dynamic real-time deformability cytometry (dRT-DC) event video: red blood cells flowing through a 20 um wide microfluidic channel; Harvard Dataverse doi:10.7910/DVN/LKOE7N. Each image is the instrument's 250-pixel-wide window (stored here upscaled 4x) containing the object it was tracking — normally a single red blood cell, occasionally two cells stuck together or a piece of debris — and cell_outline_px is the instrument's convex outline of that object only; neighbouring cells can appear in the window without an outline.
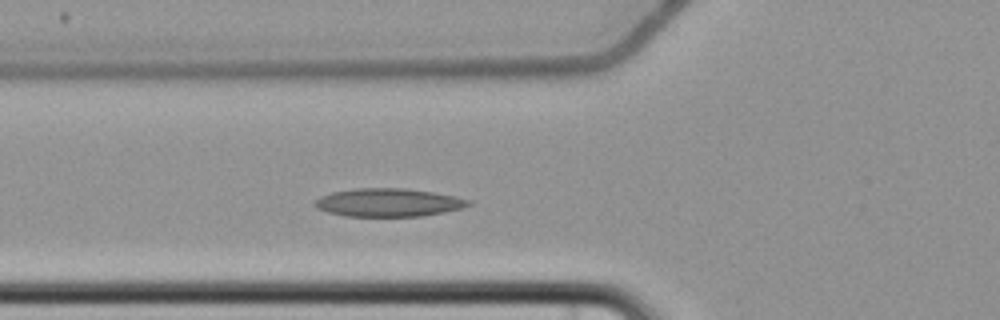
{"species": "common noctule bat (a hibernating species)", "species_latin": "Nyctalus noctula", "temperature_condition": "cold", "stored_images_in_passage": 5, "camera_frame_rate_fps": 3000, "um_per_image_px": 0.085, "animal": {"sex": "female", "body_mass_g": 22.7, "forearm_length_mm": 54.2}, "frame": {"image": 1, "passage_image": 5, "time_ms": 4.667, "image_size_px": [1000, 320], "cell_outline_px": [[472, 204], [464, 208], [424, 216], [344, 216], [328, 212], [316, 208], [312, 204], [320, 196], [332, 192], [356, 188], [404, 188], [432, 192], [456, 196], [468, 200]], "centroid_in_image_um": [33.01, 17.21], "position_along_channel_um": 92.8, "area_um2": 25.32}}